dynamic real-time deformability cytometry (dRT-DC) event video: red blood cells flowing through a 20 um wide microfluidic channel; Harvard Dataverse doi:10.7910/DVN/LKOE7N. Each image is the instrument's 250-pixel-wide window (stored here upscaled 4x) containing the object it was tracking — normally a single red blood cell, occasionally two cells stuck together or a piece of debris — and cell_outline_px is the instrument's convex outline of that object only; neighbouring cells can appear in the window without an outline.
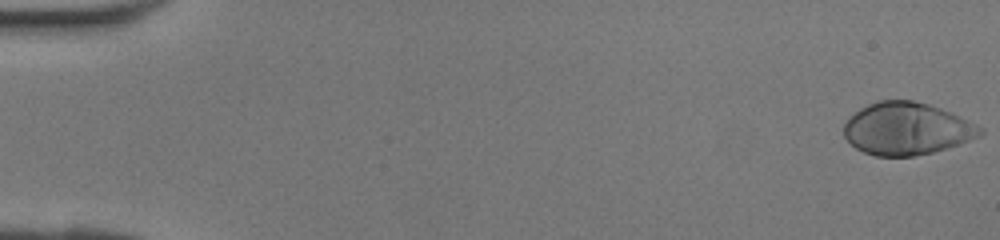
{"species": "human", "species_latin": "Homo sapiens", "temperature_condition": "room temperature", "stored_images_in_passage": 42, "camera_frame_rate_fps": 3000, "um_per_image_px": 0.085, "donor": {"sex": "female"}, "frame": {"image": 1, "passage_image": 1, "time_ms": 0.0, "image_size_px": [1000, 240], "cell_outline_px": [[984, 132], [980, 136], [960, 144], [932, 152], [912, 156], [876, 156], [864, 152], [856, 148], [844, 136], [844, 124], [848, 116], [860, 108], [876, 100], [912, 100], [928, 104], [952, 112], [984, 128]], "centroid_in_image_um": [77.07, 10.93], "position_along_channel_um": 7.9, "area_um2": 41.73}}
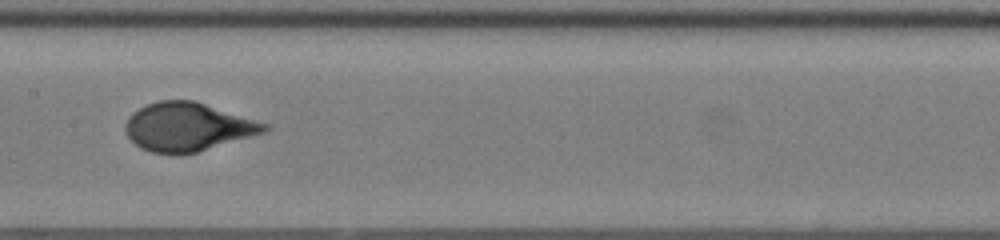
{"frame": {"image": 2, "passage_image": 22, "time_ms": 7.0, "image_size_px": [1000, 240], "cell_outline_px": [[272, 128], [268, 132], [196, 152], [152, 152], [140, 148], [128, 136], [124, 128], [124, 124], [128, 116], [132, 112], [148, 104], [160, 100], [196, 100], [272, 124]], "centroid_in_image_um": [16.04, 10.75], "position_along_channel_um": 191.4, "area_um2": 39.48}}
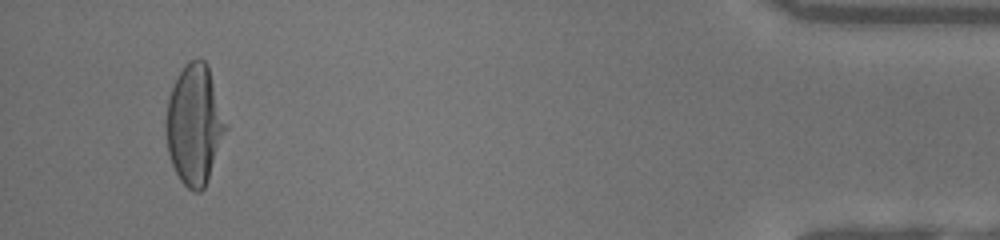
{"frame": {"image": 3, "passage_image": 40, "time_ms": 13.0, "image_size_px": [1000, 240], "cell_outline_px": [[228, 128], [208, 180], [204, 188], [200, 192], [192, 192], [180, 180], [168, 156], [164, 128], [164, 120], [168, 100], [172, 88], [180, 72], [188, 60], [204, 60], [208, 64]], "centroid_in_image_um": [16.52, 10.63], "position_along_channel_um": 418.7, "area_um2": 42.02}}